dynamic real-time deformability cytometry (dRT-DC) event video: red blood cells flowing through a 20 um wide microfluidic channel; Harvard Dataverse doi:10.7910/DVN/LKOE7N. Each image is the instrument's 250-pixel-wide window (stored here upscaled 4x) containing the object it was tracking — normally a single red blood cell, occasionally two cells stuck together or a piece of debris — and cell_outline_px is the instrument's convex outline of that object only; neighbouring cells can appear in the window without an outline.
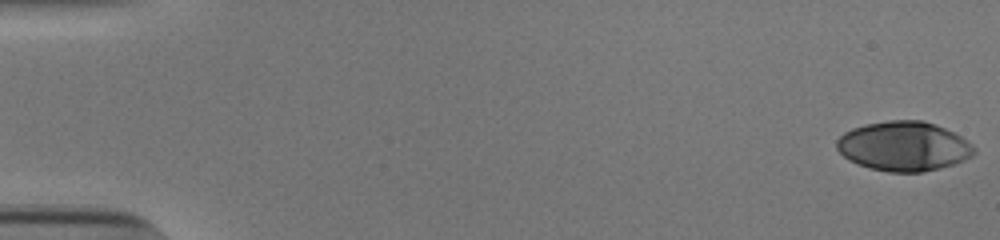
{"species": "human", "species_latin": "Homo sapiens", "temperature_condition": "cold", "stored_images_in_passage": 54, "camera_frame_rate_fps": 3000, "um_per_image_px": 0.085, "donor": {"sex": "male"}, "frame": {"image": 1, "passage_image": 1, "time_ms": 0.0, "image_size_px": [1000, 240], "cell_outline_px": [[976, 152], [972, 156], [964, 160], [940, 168], [924, 172], [888, 172], [868, 168], [856, 164], [848, 160], [836, 148], [836, 140], [844, 132], [852, 128], [864, 124], [888, 120], [924, 120], [936, 124], [960, 136], [972, 144], [976, 148]], "centroid_in_image_um": [76.8, 12.43], "position_along_channel_um": 8.2, "area_um2": 39.94}}
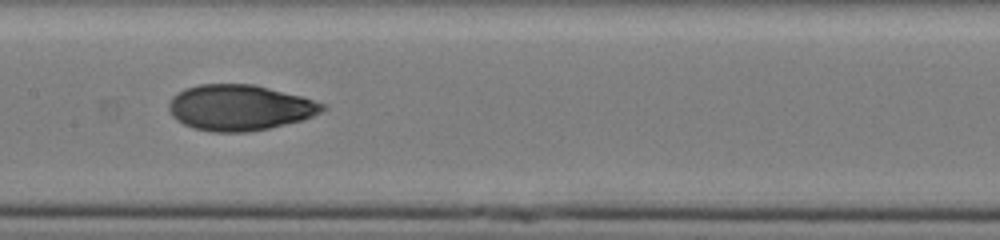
{"frame": {"image": 2, "passage_image": 28, "time_ms": 9.0, "image_size_px": [1000, 240], "cell_outline_px": [[328, 108], [312, 116], [300, 120], [268, 128], [248, 132], [212, 132], [192, 128], [176, 120], [172, 116], [168, 108], [168, 104], [172, 96], [184, 88], [200, 84], [252, 84], [300, 96], [324, 104]], "centroid_in_image_um": [20.31, 9.15], "position_along_channel_um": 187.1, "area_um2": 40.75}}
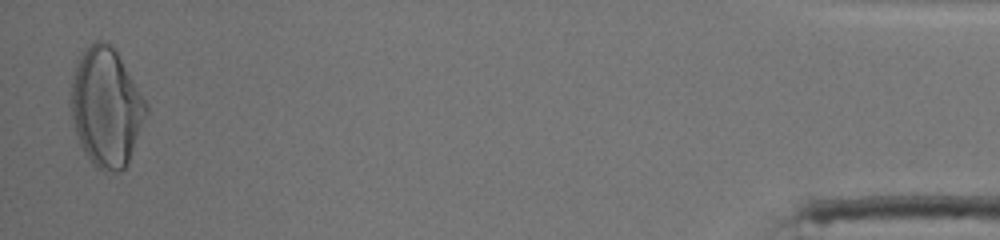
{"frame": {"image": 3, "passage_image": 53, "time_ms": 17.333, "image_size_px": [1000, 240], "cell_outline_px": [[148, 112], [128, 164], [120, 172], [104, 172], [96, 168], [84, 152], [80, 144], [76, 132], [68, 104], [68, 100], [72, 76], [76, 60], [88, 44], [96, 40], [104, 40], [116, 52], [148, 104]], "centroid_in_image_um": [8.99, 9.13], "position_along_channel_um": 426.2, "area_um2": 52.54}, "authors_computed_cell_mechanics": {"area_um2": 40.3155, "velocity_mm_per_s": 3.8541, "shape_relaxation_time_tau1_ms": 5.2958, "shape_relaxation_time_tau2_ms": 1.611, "deformation_change_tau1": 0.2135, "deformation_change_tau2": 0.0567}}